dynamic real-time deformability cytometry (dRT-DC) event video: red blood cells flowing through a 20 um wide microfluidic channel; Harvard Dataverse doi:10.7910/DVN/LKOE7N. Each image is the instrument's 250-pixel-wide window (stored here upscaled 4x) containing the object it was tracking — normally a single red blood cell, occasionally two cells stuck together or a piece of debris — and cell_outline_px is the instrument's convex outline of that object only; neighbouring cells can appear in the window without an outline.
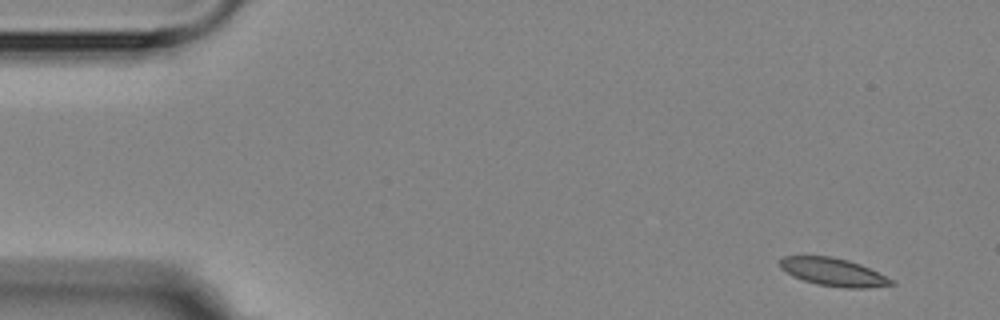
{"species": "Egyptian fruit bat (a non-hibernating species)", "species_latin": "Rousettus aegyptiacus", "temperature_condition": "room temperature", "stored_images_in_passage": 9, "camera_frame_rate_fps": 3000, "um_per_image_px": 0.085, "animal": {"sex": "female"}, "frame": {"image": 1, "passage_image": 1, "time_ms": 0.0, "image_size_px": [1000, 320], "cell_outline_px": [[896, 284], [868, 288], [844, 288], [816, 284], [792, 276], [780, 268], [780, 260], [784, 256], [832, 256], [848, 260], [860, 264], [896, 280]], "centroid_in_image_um": [70.87, 23.13], "position_along_channel_um": 14.1, "area_um2": 18.26}}
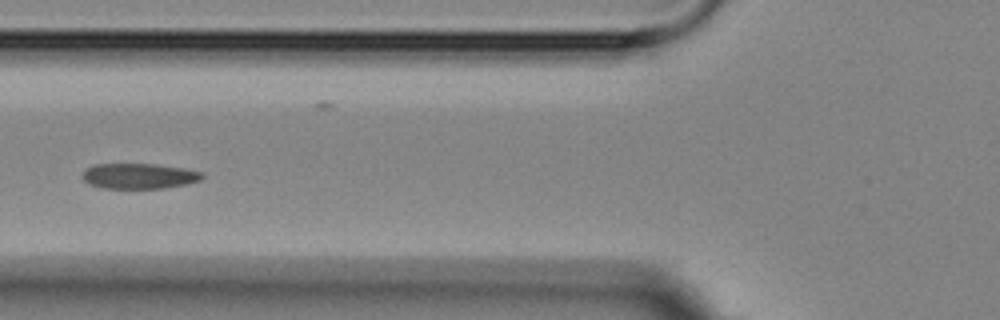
{"frame": {"image": 2, "passage_image": 6, "time_ms": 5.667, "image_size_px": [1000, 320], "cell_outline_px": [[204, 176], [200, 180], [184, 184], [164, 188], [104, 188], [88, 184], [84, 180], [84, 168], [92, 164], [156, 164], [184, 168], [204, 172]], "centroid_in_image_um": [11.82, 14.95], "position_along_channel_um": 114.0, "area_um2": 17.74}}
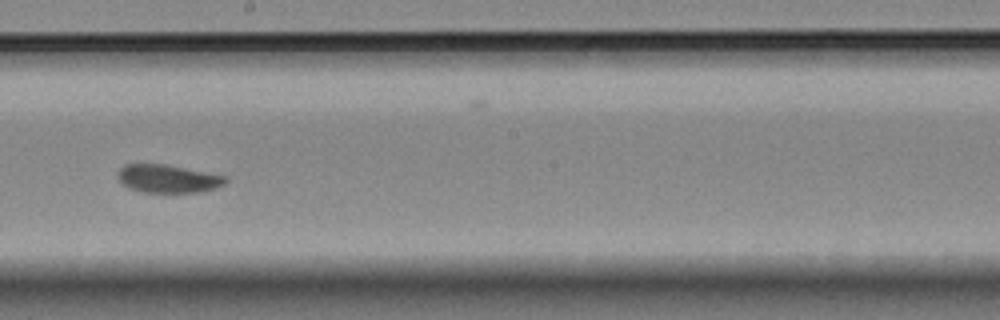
{"frame": {"image": 3, "passage_image": 9, "time_ms": 9.0, "image_size_px": [1000, 320], "cell_outline_px": [[228, 180], [224, 184], [216, 188], [200, 192], [140, 192], [128, 188], [116, 176], [120, 168], [124, 164], [164, 164], [228, 176]], "centroid_in_image_um": [14.28, 15.19], "position_along_channel_um": 233.9, "area_um2": 17.69}}